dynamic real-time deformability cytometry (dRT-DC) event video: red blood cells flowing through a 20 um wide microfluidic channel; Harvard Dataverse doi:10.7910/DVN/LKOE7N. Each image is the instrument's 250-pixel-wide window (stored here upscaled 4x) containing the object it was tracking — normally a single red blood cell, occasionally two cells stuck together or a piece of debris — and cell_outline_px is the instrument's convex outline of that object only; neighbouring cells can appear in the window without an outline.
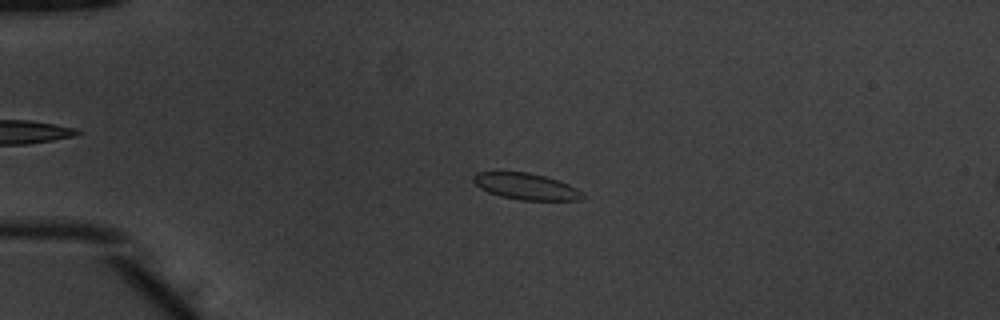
{"species": "common noctule bat (a hibernating species)", "species_latin": "Nyctalus noctula", "temperature_condition": "warm", "stored_images_in_passage": 53, "camera_frame_rate_fps": 3000, "um_per_image_px": 0.085, "animal": {"sex": "male", "body_mass_g": 20.1, "forearm_length_mm": 53.5}, "frame": {"image": 1, "passage_image": 13, "time_ms": 4.0, "image_size_px": [1000, 320], "cell_outline_px": [[584, 196], [576, 200], [520, 200], [500, 196], [488, 192], [480, 188], [472, 180], [472, 176], [476, 172], [528, 172], [544, 176], [568, 184], [576, 188]], "centroid_in_image_um": [44.65, 15.84], "position_along_channel_um": 40.4, "area_um2": 16.59}}
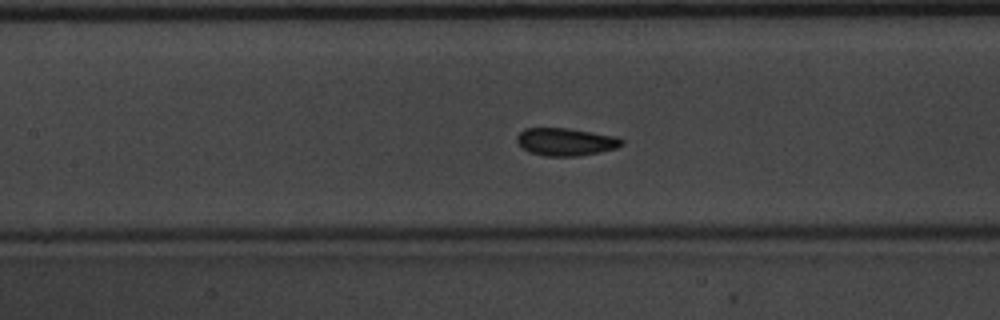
{"frame": {"image": 2, "passage_image": 25, "time_ms": 8.0, "image_size_px": [1000, 320], "cell_outline_px": [[624, 144], [616, 148], [600, 152], [580, 156], [544, 156], [528, 152], [516, 140], [516, 136], [524, 128], [568, 128], [616, 136], [624, 140]], "centroid_in_image_um": [48.1, 12.05], "position_along_channel_um": 159.3, "area_um2": 16.99}}
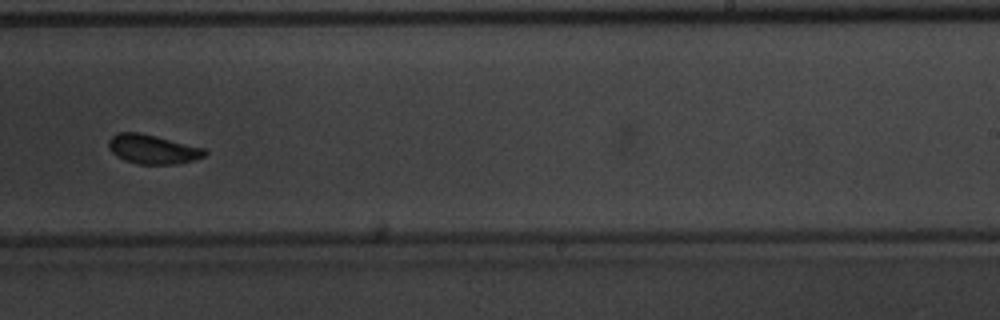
{"frame": {"image": 3, "passage_image": 34, "time_ms": 11.0, "image_size_px": [1000, 320], "cell_outline_px": [[208, 152], [204, 156], [180, 164], [140, 164], [124, 160], [116, 156], [108, 148], [108, 140], [116, 132], [140, 132], [208, 148]], "centroid_in_image_um": [13.0, 12.67], "position_along_channel_um": 276.0, "area_um2": 16.7}, "authors_computed_cell_mechanics": {"area_um2": 16.762, "velocity_mm_per_s": 3.9043, "shape_relaxation_time_tau1_ms": 2.0312, "shape_relaxation_time_tau2_ms": null, "deformation_change_tau1": 0.0782, "deformation_change_tau2": null}}